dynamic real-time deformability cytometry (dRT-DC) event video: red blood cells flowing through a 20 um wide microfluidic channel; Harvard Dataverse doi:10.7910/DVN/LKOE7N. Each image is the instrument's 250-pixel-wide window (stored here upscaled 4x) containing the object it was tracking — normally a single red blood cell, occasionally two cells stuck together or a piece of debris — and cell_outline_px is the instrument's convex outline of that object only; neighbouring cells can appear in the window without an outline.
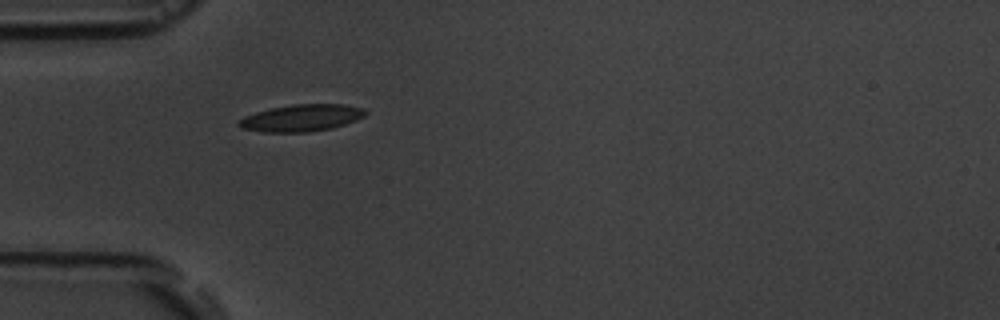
{"species": "common noctule bat (a hibernating species)", "species_latin": "Nyctalus noctula", "temperature_condition": "room temperature", "stored_images_in_passage": 1, "camera_frame_rate_fps": 3000, "um_per_image_px": 0.085, "animal": {"sex": "male", "body_mass_g": 19.5, "forearm_length_mm": 54.6}, "frame": {"image": 1, "passage_image": 1, "time_ms": 0.0, "image_size_px": [1000, 320], "cell_outline_px": [[368, 112], [364, 116], [356, 120], [332, 128], [308, 132], [264, 132], [240, 128], [236, 124], [236, 120], [244, 116], [256, 112], [272, 108], [292, 104], [344, 104], [364, 108]], "centroid_in_image_um": [25.6, 10.02], "position_along_channel_um": 59.4, "area_um2": 20.0}}